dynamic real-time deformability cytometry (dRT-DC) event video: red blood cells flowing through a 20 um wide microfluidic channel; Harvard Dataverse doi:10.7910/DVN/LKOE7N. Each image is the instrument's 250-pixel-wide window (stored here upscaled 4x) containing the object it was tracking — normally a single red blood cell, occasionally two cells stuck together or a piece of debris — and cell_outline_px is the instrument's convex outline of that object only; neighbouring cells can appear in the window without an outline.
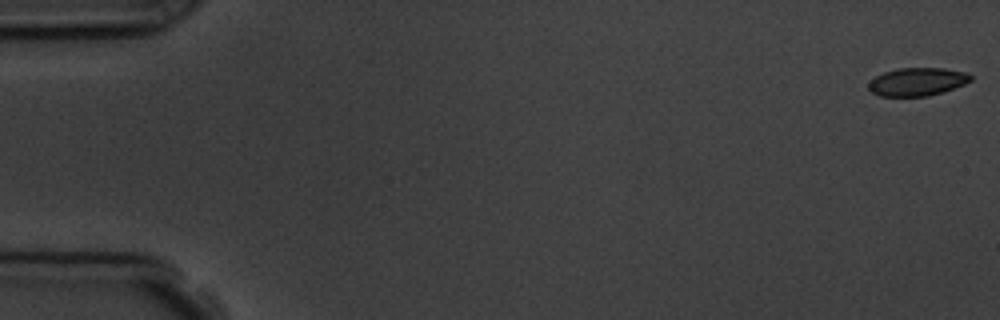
{"species": "common noctule bat (a hibernating species)", "species_latin": "Nyctalus noctula", "temperature_condition": "room temperature", "stored_images_in_passage": 6, "camera_frame_rate_fps": 3000, "um_per_image_px": 0.085, "animal": {"sex": "male", "body_mass_g": 19.5, "forearm_length_mm": 54.6}, "frame": {"image": 1, "passage_image": 1, "time_ms": 0.0, "image_size_px": [1000, 320], "cell_outline_px": [[972, 80], [964, 84], [928, 96], [880, 96], [872, 92], [868, 88], [868, 84], [876, 76], [884, 72], [896, 68], [944, 68], [968, 72], [972, 76]], "centroid_in_image_um": [77.97, 6.93], "position_along_channel_um": 7.0, "area_um2": 16.65}}